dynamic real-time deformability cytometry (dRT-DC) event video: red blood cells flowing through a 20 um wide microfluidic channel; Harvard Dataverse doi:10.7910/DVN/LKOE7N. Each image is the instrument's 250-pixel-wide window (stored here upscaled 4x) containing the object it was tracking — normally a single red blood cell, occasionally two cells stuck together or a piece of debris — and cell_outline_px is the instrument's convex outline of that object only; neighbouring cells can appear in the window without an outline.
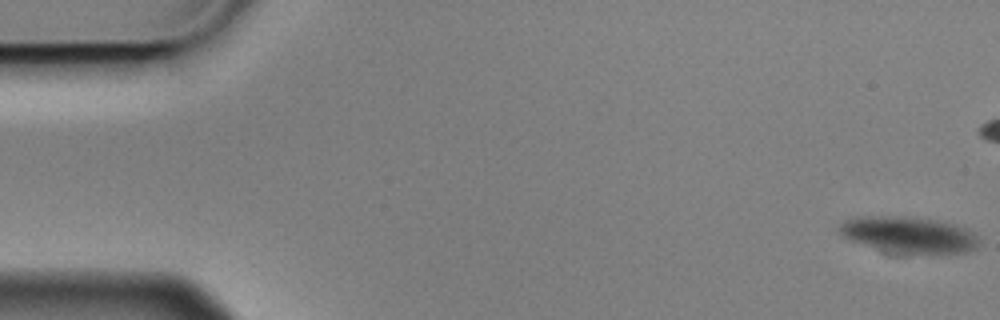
{"species": "Egyptian fruit bat (a non-hibernating species)", "species_latin": "Rousettus aegyptiacus", "temperature_condition": "cold", "stored_images_in_passage": 9, "camera_frame_rate_fps": 3000, "um_per_image_px": 0.085, "animal": {"sex": "male"}, "frame": {"image": 1, "passage_image": 1, "time_ms": 0.0, "image_size_px": [1000, 320], "cell_outline_px": [[980, 240], [976, 248], [964, 252], [884, 252], [852, 240], [844, 236], [840, 232], [840, 224], [848, 220], [872, 216], [904, 216], [936, 220], [956, 224], [968, 228]], "centroid_in_image_um": [77.29, 19.94], "position_along_channel_um": 7.7, "area_um2": 28.84}}
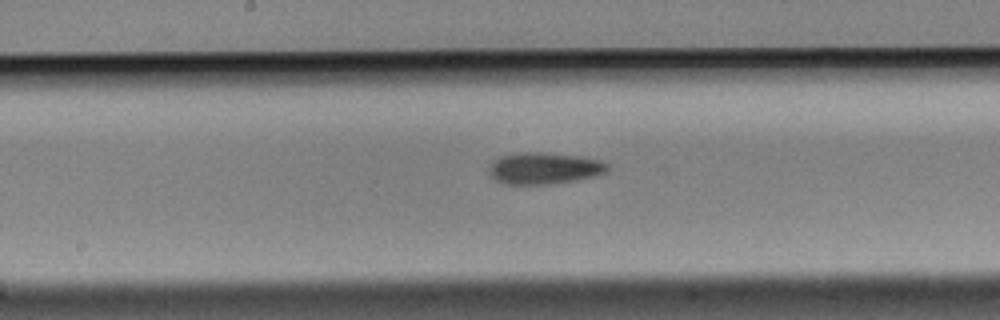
{"frame": {"image": 2, "passage_image": 9, "time_ms": 2.667, "image_size_px": [1000, 320], "cell_outline_px": [[608, 172], [596, 176], [576, 180], [548, 184], [504, 184], [488, 176], [488, 168], [492, 160], [500, 156], [520, 152], [544, 152], [584, 156], [600, 160], [608, 164]], "centroid_in_image_um": [46.24, 14.29], "position_along_channel_um": 202.0, "area_um2": 22.31}}